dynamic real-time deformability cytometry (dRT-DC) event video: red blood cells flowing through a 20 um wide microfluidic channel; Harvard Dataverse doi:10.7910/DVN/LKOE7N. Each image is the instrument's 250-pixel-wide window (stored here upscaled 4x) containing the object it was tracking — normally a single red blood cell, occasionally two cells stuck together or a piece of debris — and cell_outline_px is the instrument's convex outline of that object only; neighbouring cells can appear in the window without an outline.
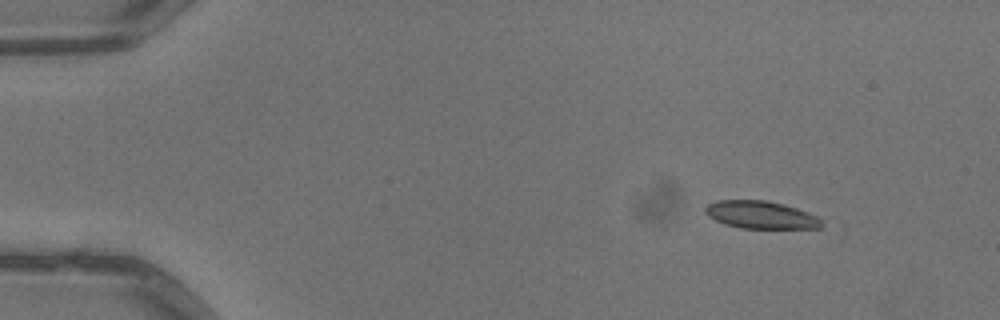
{"species": "common noctule bat (a hibernating species)", "species_latin": "Nyctalus noctula", "temperature_condition": "warm", "stored_images_in_passage": 3, "camera_frame_rate_fps": 3000, "um_per_image_px": 0.085, "animal": {"sex": "male", "body_mass_g": 13.3}, "frame": {"image": 1, "passage_image": 1, "time_ms": 0.0, "image_size_px": [1000, 320], "cell_outline_px": [[828, 224], [820, 228], [740, 228], [724, 224], [708, 216], [704, 212], [704, 208], [708, 204], [716, 200], [764, 200], [784, 204], [808, 212], [824, 220]], "centroid_in_image_um": [64.71, 18.27], "position_along_channel_um": 20.3, "area_um2": 18.96}}